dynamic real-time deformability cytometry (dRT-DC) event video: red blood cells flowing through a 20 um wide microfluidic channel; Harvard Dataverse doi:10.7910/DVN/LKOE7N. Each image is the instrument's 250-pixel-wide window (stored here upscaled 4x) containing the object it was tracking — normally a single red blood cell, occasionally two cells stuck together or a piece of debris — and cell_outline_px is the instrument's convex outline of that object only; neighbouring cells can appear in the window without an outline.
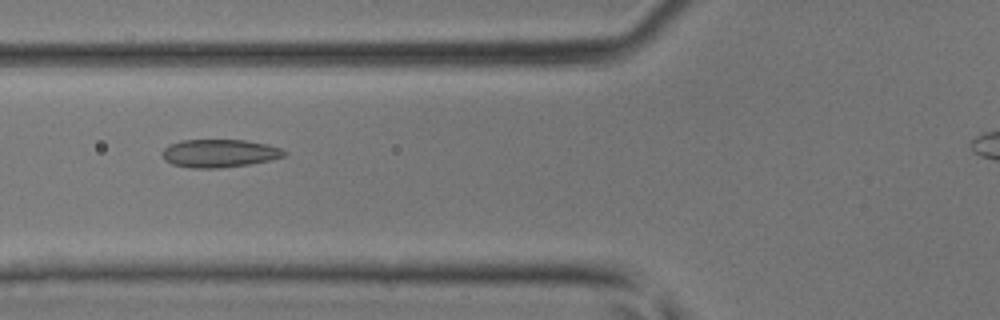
{"species": "common noctule bat (a hibernating species)", "species_latin": "Nyctalus noctula", "temperature_condition": "room temperature", "stored_images_in_passage": 33, "camera_frame_rate_fps": 3000, "um_per_image_px": 0.085, "animal": {"sex": "male", "body_mass_g": 17.9, "forearm_length_mm": 54.2}, "frame": {"image": 1, "passage_image": 10, "time_ms": 3.0, "image_size_px": [1000, 320], "cell_outline_px": [[288, 156], [272, 160], [248, 164], [220, 168], [192, 168], [172, 164], [164, 160], [160, 152], [168, 144], [180, 140], [244, 140], [268, 144], [280, 148], [288, 152]], "centroid_in_image_um": [18.65, 13.03], "position_along_channel_um": 107.1, "area_um2": 20.23}}
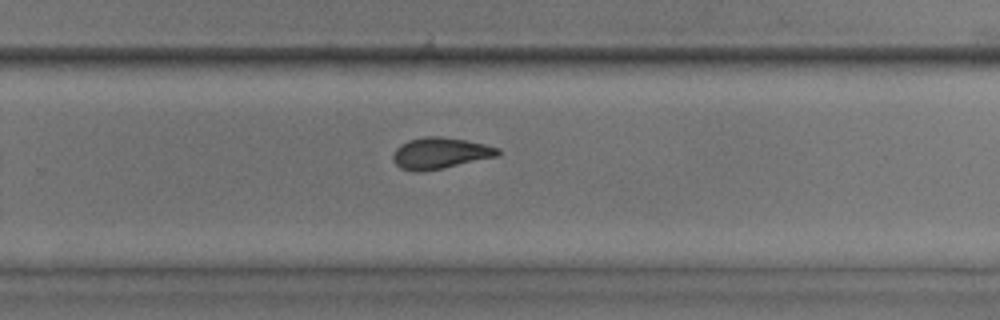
{"frame": {"image": 2, "passage_image": 22, "time_ms": 7.0, "image_size_px": [1000, 320], "cell_outline_px": [[500, 152], [496, 156], [444, 168], [424, 172], [416, 172], [400, 168], [392, 160], [392, 156], [396, 148], [400, 144], [408, 140], [424, 136], [440, 136], [464, 140], [484, 144], [500, 148]], "centroid_in_image_um": [37.36, 13.02], "position_along_channel_um": 292.4, "area_um2": 19.13}}
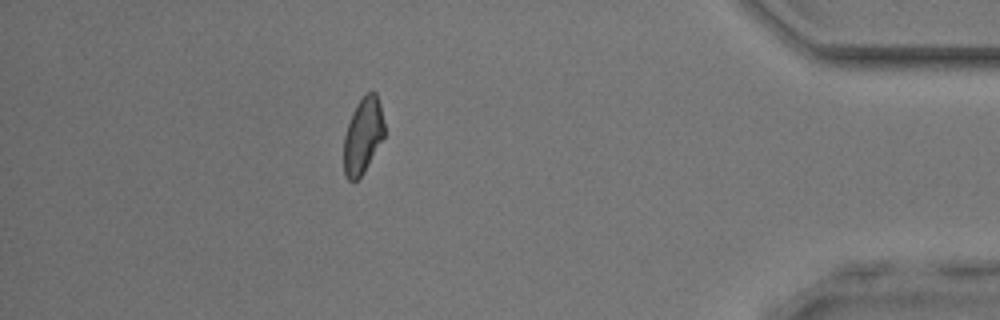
{"frame": {"image": 3, "passage_image": 32, "time_ms": 10.333, "image_size_px": [1000, 320], "cell_outline_px": [[384, 136], [364, 172], [356, 180], [348, 180], [344, 172], [344, 136], [348, 124], [356, 104], [368, 92], [376, 92], [380, 104], [384, 124]], "centroid_in_image_um": [30.85, 11.53], "position_along_channel_um": 404.4, "area_um2": 17.63}}